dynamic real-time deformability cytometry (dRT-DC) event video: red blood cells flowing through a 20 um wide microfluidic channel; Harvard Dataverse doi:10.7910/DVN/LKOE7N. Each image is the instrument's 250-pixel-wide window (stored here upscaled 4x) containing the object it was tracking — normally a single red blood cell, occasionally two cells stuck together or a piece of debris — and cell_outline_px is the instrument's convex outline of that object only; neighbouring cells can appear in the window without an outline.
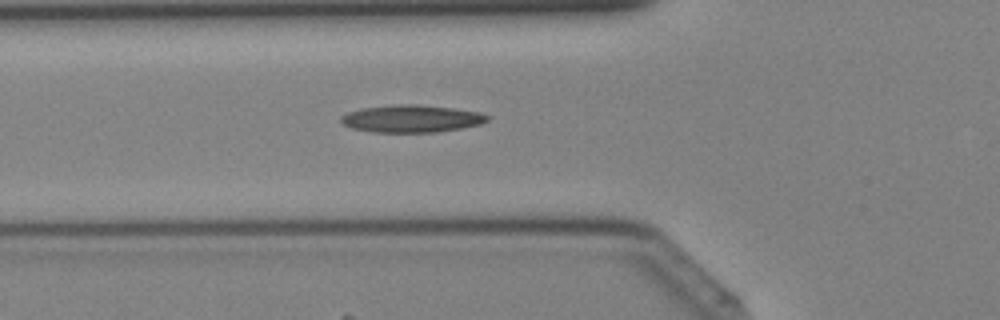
{"species": "Egyptian fruit bat (a non-hibernating species)", "species_latin": "Rousettus aegyptiacus", "temperature_condition": "cold", "stored_images_in_passage": 30, "camera_frame_rate_fps": 3000, "um_per_image_px": 0.085, "animal": {"sex": "female"}, "frame": {"image": 1, "passage_image": 7, "time_ms": 2.0, "image_size_px": [1000, 320], "cell_outline_px": [[488, 120], [480, 124], [460, 128], [436, 132], [372, 132], [352, 128], [340, 124], [340, 116], [348, 112], [360, 108], [400, 104], [416, 104], [452, 108], [480, 112], [488, 116]], "centroid_in_image_um": [34.92, 10.08], "position_along_channel_um": 90.9, "area_um2": 23.35}}
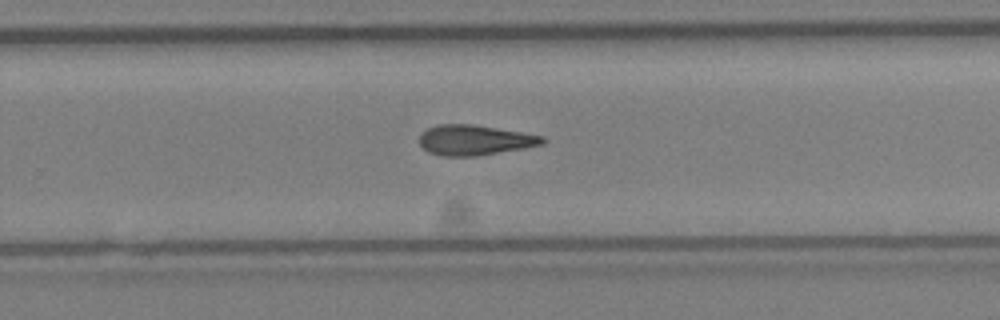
{"frame": {"image": 2, "passage_image": 19, "time_ms": 6.0, "image_size_px": [1000, 320], "cell_outline_px": [[548, 140], [544, 144], [524, 148], [476, 156], [440, 156], [428, 152], [420, 144], [420, 132], [428, 128], [440, 124], [472, 124], [544, 136]], "centroid_in_image_um": [40.35, 11.91], "position_along_channel_um": 289.5, "area_um2": 21.68}}
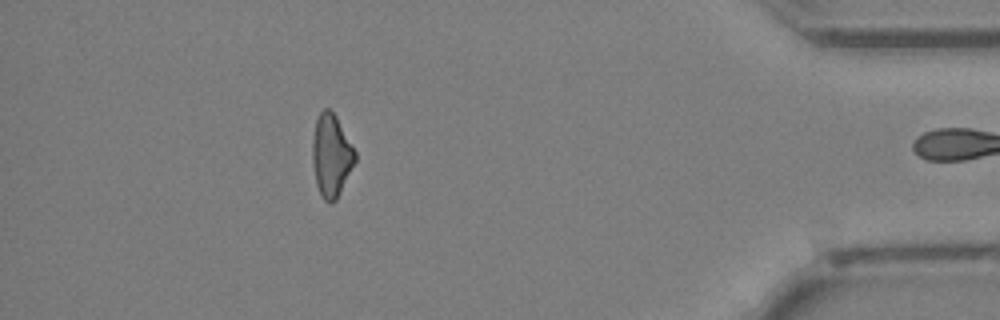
{"frame": {"image": 3, "passage_image": 29, "time_ms": 9.333, "image_size_px": [1000, 320], "cell_outline_px": [[356, 160], [336, 200], [332, 204], [328, 204], [320, 196], [316, 184], [312, 160], [312, 140], [316, 120], [320, 112], [324, 108], [328, 108], [336, 116], [356, 152]], "centroid_in_image_um": [28.14, 13.24], "position_along_channel_um": 407.1, "area_um2": 20.52}}